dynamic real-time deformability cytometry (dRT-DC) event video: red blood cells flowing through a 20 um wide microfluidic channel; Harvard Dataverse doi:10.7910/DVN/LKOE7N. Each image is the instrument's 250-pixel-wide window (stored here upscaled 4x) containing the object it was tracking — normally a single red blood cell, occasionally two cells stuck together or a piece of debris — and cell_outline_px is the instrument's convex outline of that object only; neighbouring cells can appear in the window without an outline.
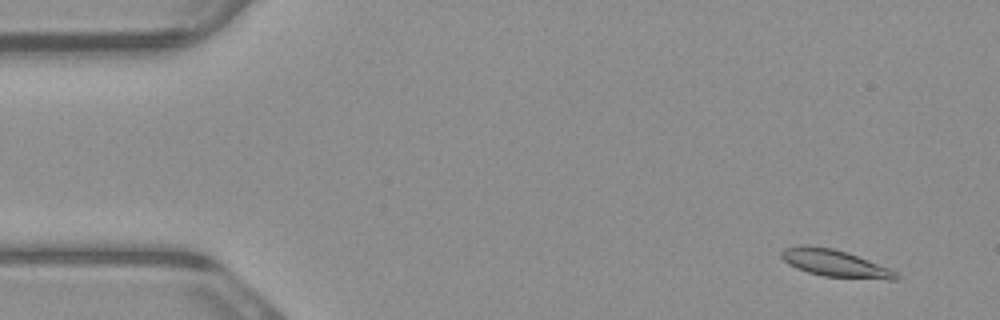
{"species": "common noctule bat (a hibernating species)", "species_latin": "Nyctalus noctula", "temperature_condition": "warm", "stored_images_in_passage": 5, "camera_frame_rate_fps": 3000, "um_per_image_px": 0.085, "animal": {"sex": "male", "body_mass_g": 23.1, "forearm_length_mm": 52.7}, "frame": {"image": 1, "passage_image": 1, "time_ms": 0.0, "image_size_px": [1000, 320], "cell_outline_px": [[900, 280], [888, 280], [824, 276], [808, 272], [796, 268], [788, 264], [780, 256], [780, 252], [784, 248], [832, 248], [868, 260], [888, 268], [896, 272], [900, 276]], "centroid_in_image_um": [71.05, 22.44], "position_along_channel_um": 14.0, "area_um2": 17.34}}
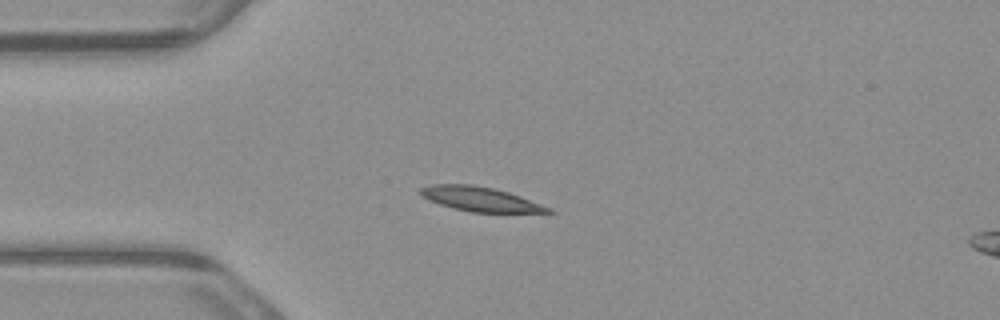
{"frame": {"image": 2, "passage_image": 4, "time_ms": 1.0, "image_size_px": [1000, 320], "cell_outline_px": [[556, 212], [472, 212], [452, 208], [428, 200], [416, 192], [420, 188], [432, 184], [472, 184], [492, 188], [508, 192], [520, 196], [552, 208]], "centroid_in_image_um": [40.77, 16.91], "position_along_channel_um": 44.2, "area_um2": 18.15}}